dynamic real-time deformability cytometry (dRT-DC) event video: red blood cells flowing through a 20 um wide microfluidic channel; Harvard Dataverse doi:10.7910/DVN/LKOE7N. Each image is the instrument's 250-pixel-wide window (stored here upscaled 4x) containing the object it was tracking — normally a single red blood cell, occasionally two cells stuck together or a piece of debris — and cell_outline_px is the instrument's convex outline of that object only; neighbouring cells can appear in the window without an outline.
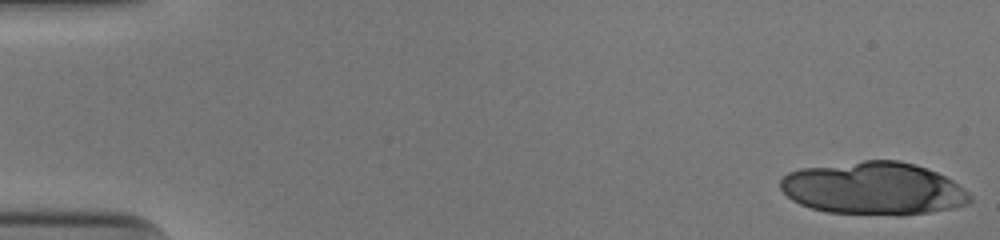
{"species": "human", "species_latin": "Homo sapiens", "temperature_condition": "cold", "stored_images_in_passage": 17, "camera_frame_rate_fps": 3000, "um_per_image_px": 0.085, "donor": {"sex": "male"}, "frame": {"image": 1, "passage_image": 1, "time_ms": 0.0, "image_size_px": [1000, 240], "cell_outline_px": [[972, 200], [968, 204], [952, 208], [928, 212], [900, 216], [828, 212], [812, 208], [800, 204], [792, 200], [780, 188], [780, 180], [788, 172], [800, 168], [864, 160], [900, 160], [916, 164], [936, 172], [952, 180], [964, 188], [972, 196]], "centroid_in_image_um": [74.26, 16.02], "position_along_channel_um": 10.7, "area_um2": 58.55}}